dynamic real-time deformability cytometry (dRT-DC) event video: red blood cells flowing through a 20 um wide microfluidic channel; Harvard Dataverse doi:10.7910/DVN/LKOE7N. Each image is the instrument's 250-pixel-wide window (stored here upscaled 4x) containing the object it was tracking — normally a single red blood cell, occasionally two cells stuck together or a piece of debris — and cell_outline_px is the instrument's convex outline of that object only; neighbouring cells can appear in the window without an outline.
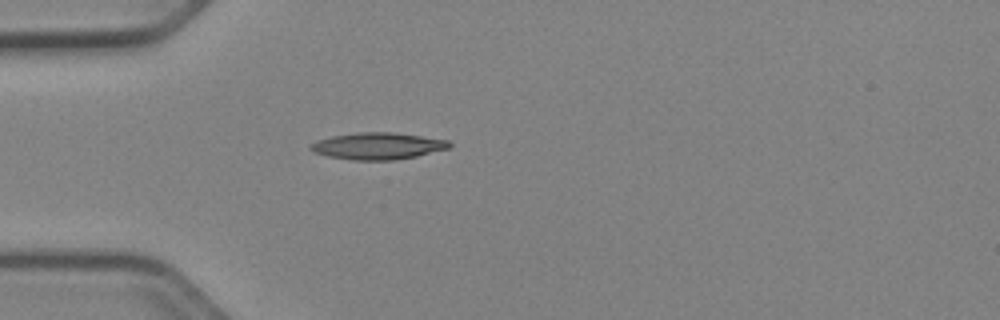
{"species": "Egyptian fruit bat (a non-hibernating species)", "species_latin": "Rousettus aegyptiacus", "temperature_condition": "cold", "stored_images_in_passage": 6, "camera_frame_rate_fps": 3000, "um_per_image_px": 0.085, "animal": {"sex": "female"}, "frame": {"image": 1, "passage_image": 1, "time_ms": 0.0, "image_size_px": [1000, 320], "cell_outline_px": [[452, 144], [448, 148], [416, 156], [392, 160], [352, 160], [328, 156], [316, 152], [308, 148], [308, 144], [316, 140], [332, 136], [360, 132], [392, 132], [448, 140]], "centroid_in_image_um": [32.06, 12.4], "position_along_channel_um": 52.9, "area_um2": 21.5}}
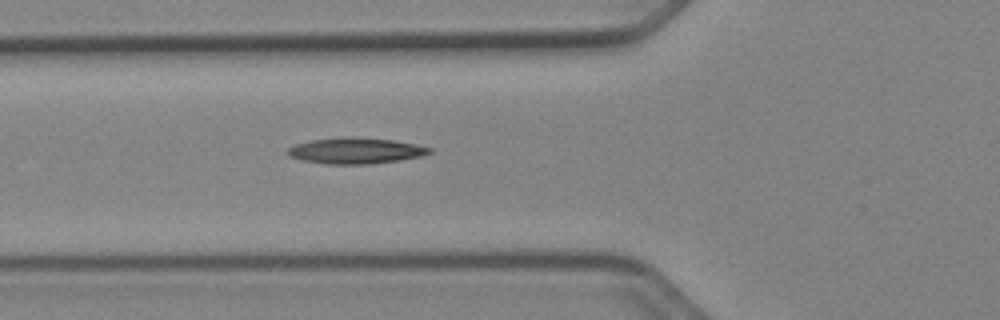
{"frame": {"image": 2, "passage_image": 5, "time_ms": 1.333, "image_size_px": [1000, 320], "cell_outline_px": [[432, 152], [420, 156], [400, 160], [368, 164], [324, 164], [304, 160], [288, 156], [288, 148], [292, 144], [312, 140], [340, 136], [352, 136], [392, 140], [432, 148]], "centroid_in_image_um": [30.17, 12.8], "position_along_channel_um": 95.6, "area_um2": 21.5}}